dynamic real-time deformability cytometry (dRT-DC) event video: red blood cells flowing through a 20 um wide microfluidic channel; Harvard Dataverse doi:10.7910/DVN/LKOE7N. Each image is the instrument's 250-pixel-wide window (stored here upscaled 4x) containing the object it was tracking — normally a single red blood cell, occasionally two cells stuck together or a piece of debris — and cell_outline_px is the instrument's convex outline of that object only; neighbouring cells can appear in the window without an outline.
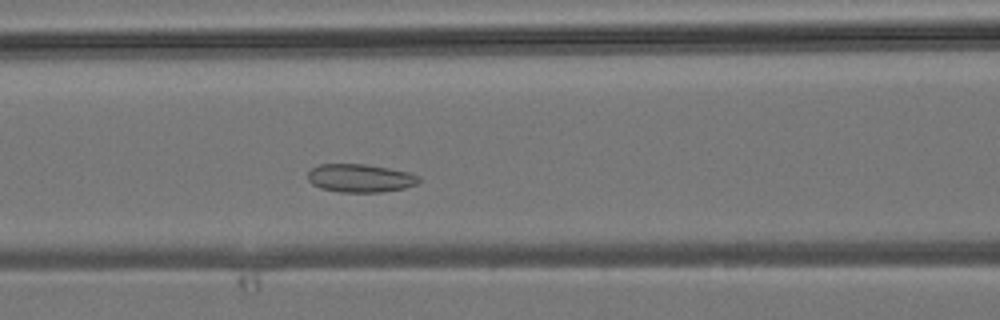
{"species": "common noctule bat (a hibernating species)", "species_latin": "Nyctalus noctula", "temperature_condition": "room temperature", "stored_images_in_passage": 40, "camera_frame_rate_fps": 3000, "um_per_image_px": 0.085, "animal": {"sex": "male", "body_mass_g": 19.2, "forearm_length_mm": 51.8}, "frame": {"image": 1, "passage_image": 13, "time_ms": 4.0, "image_size_px": [1000, 320], "cell_outline_px": [[420, 180], [416, 184], [404, 188], [380, 192], [340, 192], [320, 188], [312, 184], [308, 180], [308, 172], [312, 168], [320, 164], [364, 164], [388, 168], [408, 172], [420, 176]], "centroid_in_image_um": [30.6, 15.14], "position_along_channel_um": 136.0, "area_um2": 18.21}}
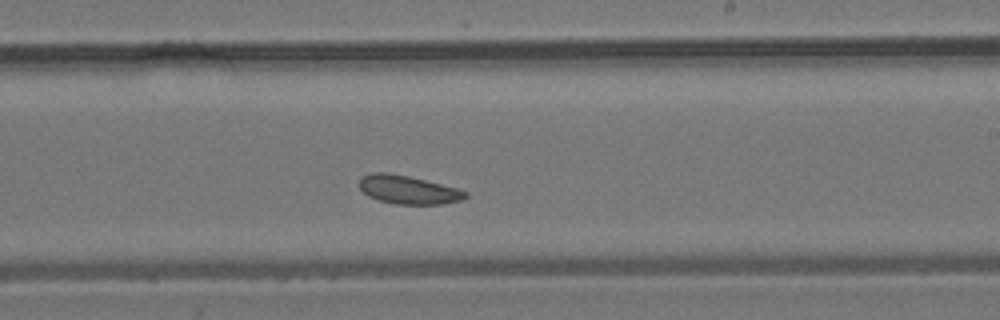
{"frame": {"image": 2, "passage_image": 21, "time_ms": 6.667, "image_size_px": [1000, 320], "cell_outline_px": [[468, 196], [460, 200], [444, 204], [392, 204], [368, 196], [360, 188], [360, 176], [372, 172], [388, 172], [408, 176], [456, 188], [468, 192]], "centroid_in_image_um": [34.67, 16.12], "position_along_channel_um": 254.3, "area_um2": 17.51}}
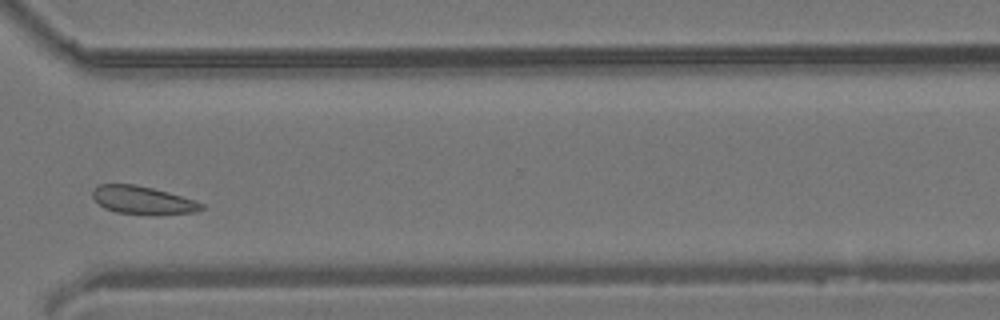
{"frame": {"image": 3, "passage_image": 28, "time_ms": 9.0, "image_size_px": [1000, 320], "cell_outline_px": [[204, 208], [196, 212], [156, 216], [116, 212], [104, 208], [92, 196], [92, 192], [100, 184], [136, 184], [168, 192], [196, 200], [204, 204]], "centroid_in_image_um": [12.19, 17.04], "position_along_channel_um": 358.4, "area_um2": 18.03}}